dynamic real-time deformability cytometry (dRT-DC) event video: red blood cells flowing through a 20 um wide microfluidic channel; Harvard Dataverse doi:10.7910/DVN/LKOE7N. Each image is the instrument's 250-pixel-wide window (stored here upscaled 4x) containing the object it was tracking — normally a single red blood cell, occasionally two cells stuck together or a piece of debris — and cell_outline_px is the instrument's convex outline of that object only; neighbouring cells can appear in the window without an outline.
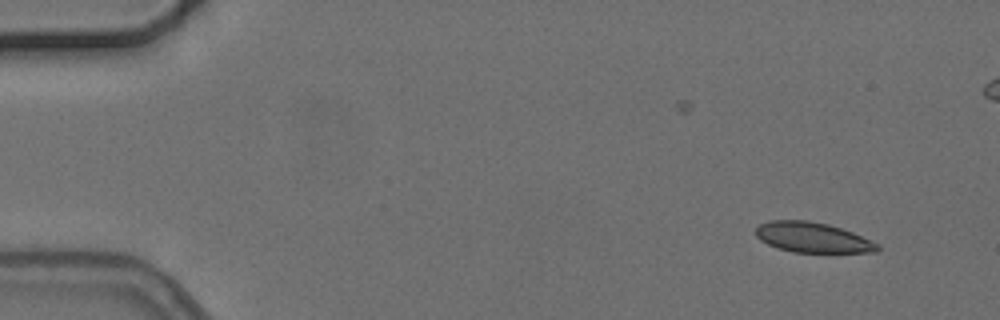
{"species": "common noctule bat (a hibernating species)", "species_latin": "Nyctalus noctula", "temperature_condition": "cold", "stored_images_in_passage": 4, "camera_frame_rate_fps": 3000, "um_per_image_px": 0.085, "animal": {"sex": "female", "body_mass_g": 24.6, "forearm_length_mm": 56.2}, "frame": {"image": 1, "passage_image": 1, "time_ms": 0.0, "image_size_px": [1000, 320], "cell_outline_px": [[880, 248], [876, 252], [792, 252], [776, 248], [760, 240], [756, 236], [756, 228], [760, 224], [768, 220], [808, 220], [828, 224], [852, 232], [880, 244]], "centroid_in_image_um": [69.05, 20.18], "position_along_channel_um": 16.0, "area_um2": 21.44}}